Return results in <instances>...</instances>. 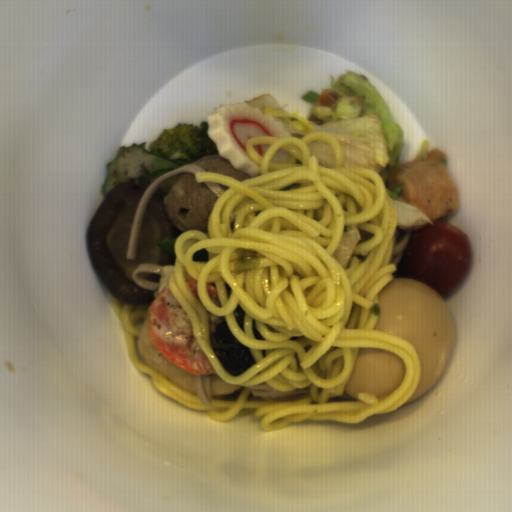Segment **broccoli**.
I'll use <instances>...</instances> for the list:
<instances>
[{
    "label": "broccoli",
    "mask_w": 512,
    "mask_h": 512,
    "mask_svg": "<svg viewBox=\"0 0 512 512\" xmlns=\"http://www.w3.org/2000/svg\"><path fill=\"white\" fill-rule=\"evenodd\" d=\"M208 127V123L203 120L200 125L185 122L164 129L147 145V151L162 153L168 158L188 163L219 155L216 142L208 137Z\"/></svg>",
    "instance_id": "obj_1"
}]
</instances>
